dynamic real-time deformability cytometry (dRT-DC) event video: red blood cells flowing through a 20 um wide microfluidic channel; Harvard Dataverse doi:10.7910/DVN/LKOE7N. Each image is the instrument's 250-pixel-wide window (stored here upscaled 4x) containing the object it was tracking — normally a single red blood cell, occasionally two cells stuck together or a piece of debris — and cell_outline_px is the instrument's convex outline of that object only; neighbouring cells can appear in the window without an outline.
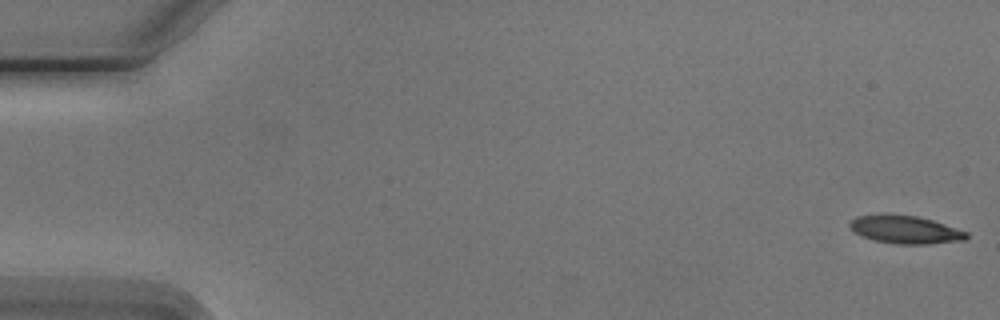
{"species": "Egyptian fruit bat (a non-hibernating species)", "species_latin": "Rousettus aegyptiacus", "temperature_condition": "cold", "stored_images_in_passage": 6, "camera_frame_rate_fps": 3000, "um_per_image_px": 0.085, "animal": {"sex": "male"}, "frame": {"image": 1, "passage_image": 1, "time_ms": 0.0, "image_size_px": [1000, 320], "cell_outline_px": [[968, 236], [964, 240], [928, 244], [896, 244], [876, 240], [864, 236], [856, 232], [848, 224], [856, 216], [884, 212], [916, 216], [932, 220], [968, 232]], "centroid_in_image_um": [76.94, 19.49], "position_along_channel_um": 8.1, "area_um2": 19.07}}